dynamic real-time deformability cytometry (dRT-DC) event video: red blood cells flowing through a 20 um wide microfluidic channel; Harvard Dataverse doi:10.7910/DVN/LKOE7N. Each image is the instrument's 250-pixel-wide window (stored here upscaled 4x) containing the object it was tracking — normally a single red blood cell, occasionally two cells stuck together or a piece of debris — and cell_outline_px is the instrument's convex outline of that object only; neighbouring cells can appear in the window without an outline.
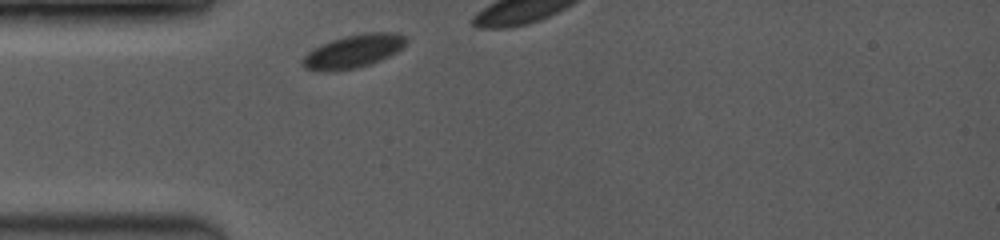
{"species": "common noctule bat (a hibernating species)", "species_latin": "Nyctalus noctula", "temperature_condition": "room temperature", "stored_images_in_passage": 14, "camera_frame_rate_fps": 3500, "um_per_image_px": 0.085, "animal": {"sex": "female", "body_mass_g": 19.0, "forearm_length_mm": 53.3}, "frame": {"image": 1, "passage_image": 1, "time_ms": 0.0, "image_size_px": [1000, 240], "cell_outline_px": [[408, 40], [396, 52], [388, 56], [368, 64], [356, 68], [328, 72], [304, 68], [300, 64], [300, 60], [312, 48], [320, 44], [344, 36], [364, 32], [392, 32], [404, 36]], "centroid_in_image_um": [29.96, 4.35], "position_along_channel_um": 55.0, "area_um2": 20.0}}
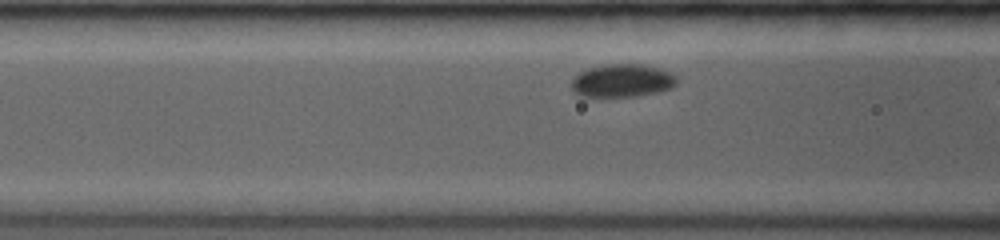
{"frame": {"image": 2, "passage_image": 11, "time_ms": 1.714, "image_size_px": [1000, 240], "cell_outline_px": [[676, 84], [660, 92], [636, 96], [580, 96], [572, 88], [572, 80], [580, 72], [588, 68], [604, 64], [644, 64], [660, 68], [676, 76]], "centroid_in_image_um": [52.89, 6.84], "position_along_channel_um": 113.7, "area_um2": 20.11}}